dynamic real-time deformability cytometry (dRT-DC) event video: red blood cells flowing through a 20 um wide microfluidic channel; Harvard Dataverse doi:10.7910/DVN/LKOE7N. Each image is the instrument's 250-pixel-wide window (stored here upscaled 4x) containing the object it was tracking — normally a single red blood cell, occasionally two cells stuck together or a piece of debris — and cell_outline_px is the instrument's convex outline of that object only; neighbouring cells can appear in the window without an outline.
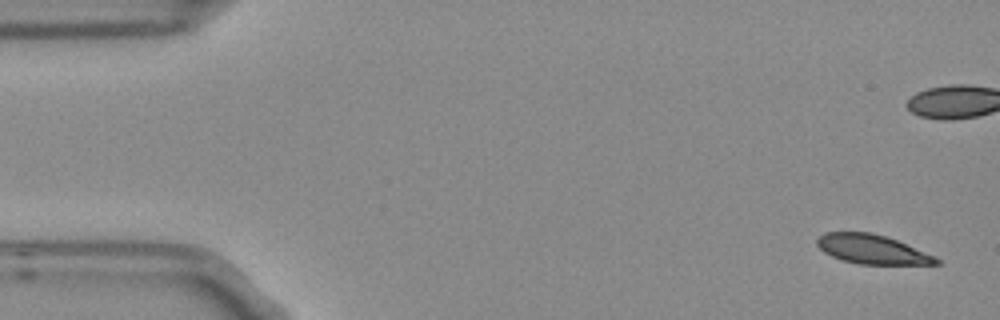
{"species": "Egyptian fruit bat (a non-hibernating species)", "species_latin": "Rousettus aegyptiacus", "temperature_condition": "room temperature", "stored_images_in_passage": 7, "camera_frame_rate_fps": 3000, "um_per_image_px": 0.085, "frame": {"image": 1, "passage_image": 1, "time_ms": 0.0, "image_size_px": [1000, 320], "cell_outline_px": [[940, 264], [860, 264], [844, 260], [832, 256], [824, 252], [816, 244], [816, 240], [824, 232], [872, 232], [896, 240], [936, 256], [940, 260]], "centroid_in_image_um": [74.13, 21.18], "position_along_channel_um": 10.9, "area_um2": 20.11}}
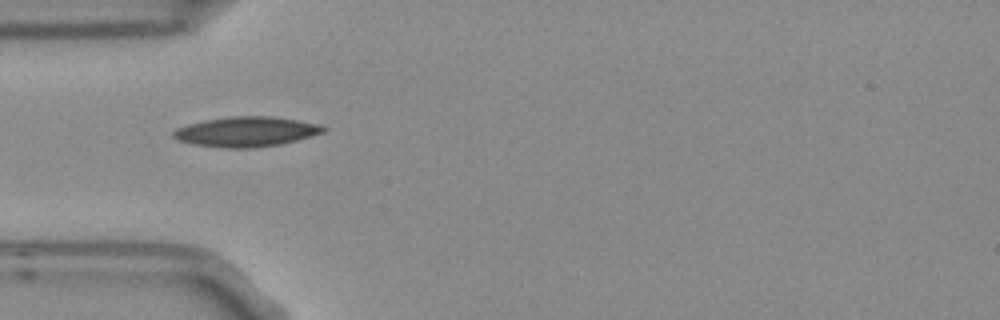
{"frame": {"image": 2, "passage_image": 5, "time_ms": 1.333, "image_size_px": [1000, 320], "cell_outline_px": [[328, 128], [324, 132], [296, 140], [280, 144], [252, 148], [224, 148], [196, 144], [180, 140], [172, 136], [172, 132], [176, 128], [188, 124], [204, 120], [228, 116], [272, 116], [320, 124]], "centroid_in_image_um": [20.94, 11.18], "position_along_channel_um": 64.1, "area_um2": 26.07}}
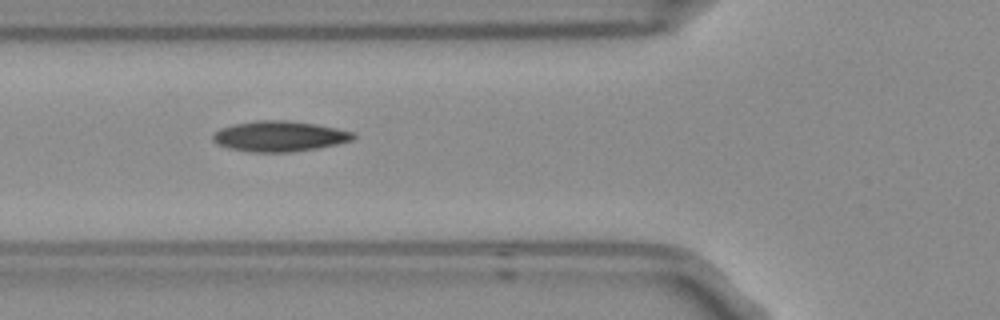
{"frame": {"image": 3, "passage_image": 6, "time_ms": 1.667, "image_size_px": [1000, 320], "cell_outline_px": [[356, 136], [352, 140], [336, 144], [316, 148], [288, 152], [252, 152], [228, 148], [212, 140], [212, 136], [220, 128], [232, 124], [256, 120], [288, 120], [316, 124], [336, 128], [352, 132]], "centroid_in_image_um": [23.73, 11.57], "position_along_channel_um": 102.1, "area_um2": 24.8}}